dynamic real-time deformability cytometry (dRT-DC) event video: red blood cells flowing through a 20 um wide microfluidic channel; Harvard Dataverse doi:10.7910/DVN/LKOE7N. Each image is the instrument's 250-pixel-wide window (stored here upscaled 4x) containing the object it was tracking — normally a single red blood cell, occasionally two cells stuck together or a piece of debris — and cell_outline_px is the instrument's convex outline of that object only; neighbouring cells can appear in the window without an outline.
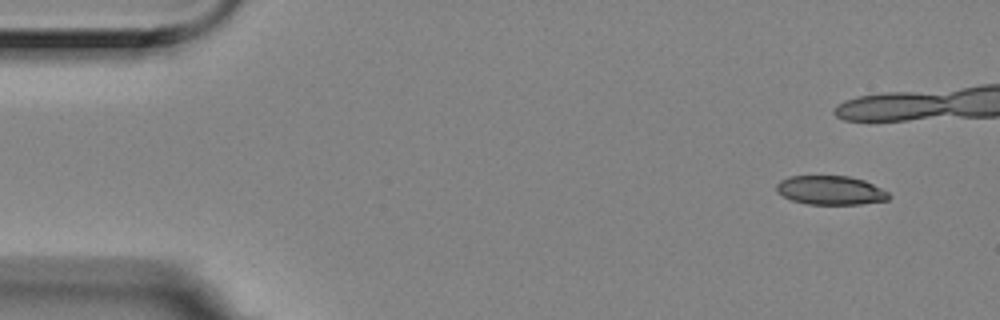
{"species": "Egyptian fruit bat (a non-hibernating species)", "species_latin": "Rousettus aegyptiacus", "temperature_condition": "room temperature", "stored_images_in_passage": 7, "camera_frame_rate_fps": 3000, "um_per_image_px": 0.085, "animal": {"sex": "female"}, "frame": {"image": 1, "passage_image": 1, "time_ms": 0.0, "image_size_px": [1000, 320], "cell_outline_px": [[892, 196], [888, 200], [860, 204], [808, 204], [792, 200], [776, 192], [776, 184], [780, 180], [788, 176], [848, 176], [864, 180], [888, 192]], "centroid_in_image_um": [70.58, 16.17], "position_along_channel_um": 14.4, "area_um2": 18.96}}
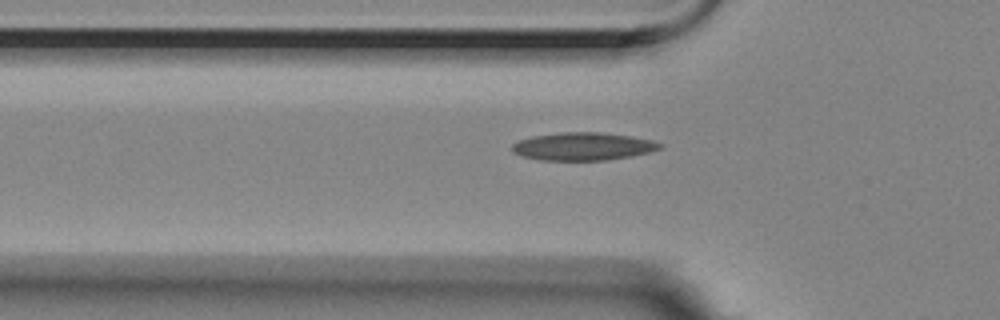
{"frame": {"image": 2, "passage_image": 7, "time_ms": 2.0, "image_size_px": [1000, 320], "cell_outline_px": [[664, 148], [632, 156], [608, 160], [540, 160], [524, 156], [512, 152], [512, 144], [516, 140], [532, 136], [560, 132], [600, 132], [632, 136], [652, 140], [664, 144]], "centroid_in_image_um": [49.57, 12.44], "position_along_channel_um": 76.2, "area_um2": 24.22}}